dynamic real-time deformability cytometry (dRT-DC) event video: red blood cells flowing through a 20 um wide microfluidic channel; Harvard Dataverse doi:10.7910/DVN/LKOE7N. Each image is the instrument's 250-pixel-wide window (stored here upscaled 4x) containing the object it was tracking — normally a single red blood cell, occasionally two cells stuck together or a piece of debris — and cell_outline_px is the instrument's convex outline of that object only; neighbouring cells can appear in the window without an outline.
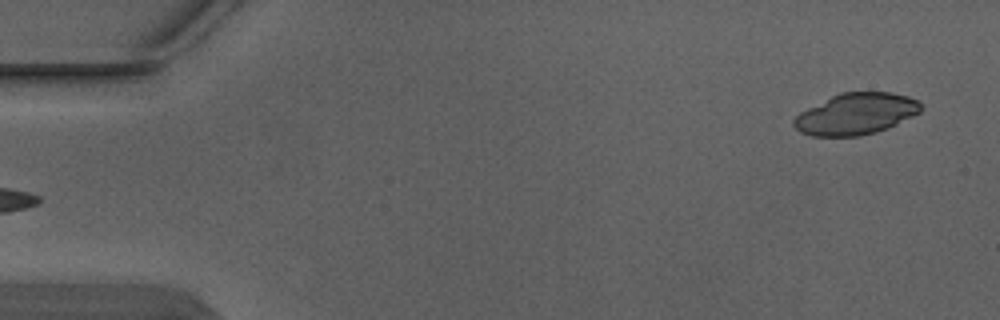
{"species": "Egyptian fruit bat (a non-hibernating species)", "species_latin": "Rousettus aegyptiacus", "temperature_condition": "warm", "stored_images_in_passage": 4, "segment_of_instrument_passage": [2, 2], "camera_frame_rate_fps": 3000, "um_per_image_px": 0.085, "animal": {"sex": "male"}, "frame": {"image": 1, "passage_image": 4, "time_ms": 1.0, "image_size_px": [1000, 320], "cell_outline_px": [[924, 108], [920, 112], [888, 128], [876, 132], [860, 136], [812, 136], [800, 132], [792, 124], [792, 120], [800, 112], [840, 92], [892, 92], [908, 96], [916, 100]], "centroid_in_image_um": [72.76, 9.68], "position_along_channel_um": 12.2, "area_um2": 30.58}}